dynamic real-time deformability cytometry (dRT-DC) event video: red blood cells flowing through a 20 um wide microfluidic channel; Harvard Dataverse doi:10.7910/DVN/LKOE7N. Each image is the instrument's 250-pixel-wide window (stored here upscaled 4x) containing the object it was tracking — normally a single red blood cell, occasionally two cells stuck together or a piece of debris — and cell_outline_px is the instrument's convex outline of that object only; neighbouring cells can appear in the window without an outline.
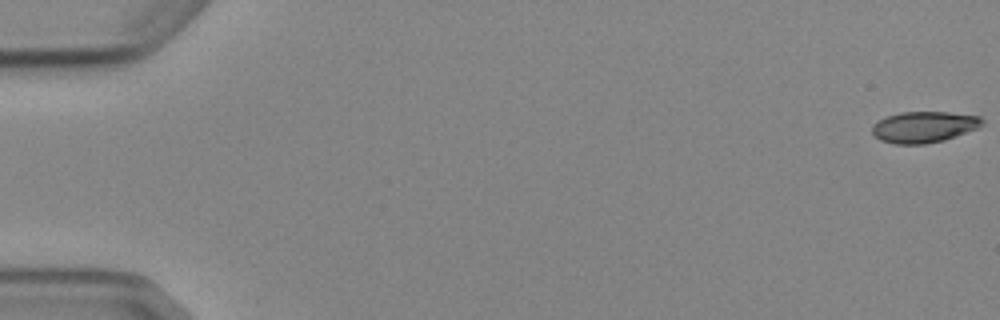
{"species": "Egyptian fruit bat (a non-hibernating species)", "species_latin": "Rousettus aegyptiacus", "temperature_condition": "cold", "stored_images_in_passage": 5, "segment_of_instrument_passage": [2, 2], "camera_frame_rate_fps": 3000, "um_per_image_px": 0.085, "animal": {"sex": "female"}, "frame": {"image": 1, "passage_image": 5, "time_ms": 5.667, "image_size_px": [1000, 320], "cell_outline_px": [[984, 124], [976, 128], [944, 140], [924, 144], [896, 144], [880, 140], [872, 132], [872, 124], [884, 116], [900, 112], [948, 112], [980, 116], [984, 120]], "centroid_in_image_um": [78.5, 10.78], "position_along_channel_um": 6.5, "area_um2": 20.0}}